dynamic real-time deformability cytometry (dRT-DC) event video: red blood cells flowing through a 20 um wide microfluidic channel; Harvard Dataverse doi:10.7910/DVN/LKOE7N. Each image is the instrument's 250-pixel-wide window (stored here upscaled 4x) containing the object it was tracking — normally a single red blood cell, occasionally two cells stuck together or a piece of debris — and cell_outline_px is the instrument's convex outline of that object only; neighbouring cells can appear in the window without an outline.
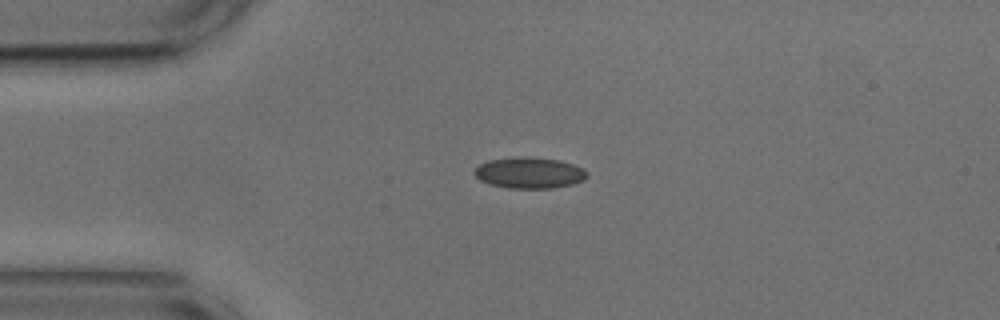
{"species": "common noctule bat (a hibernating species)", "species_latin": "Nyctalus noctula", "temperature_condition": "cold", "stored_images_in_passage": 8, "camera_frame_rate_fps": 3000, "um_per_image_px": 0.085, "animal": {"sex": "male", "body_mass_g": 17.9, "forearm_length_mm": 54.2}, "frame": {"image": 1, "passage_image": 1, "time_ms": 0.0, "image_size_px": [1000, 320], "cell_outline_px": [[588, 176], [584, 180], [572, 184], [552, 188], [508, 188], [492, 184], [480, 180], [472, 172], [480, 164], [488, 160], [524, 156], [560, 160], [584, 168], [588, 172]], "centroid_in_image_um": [45.02, 14.68], "position_along_channel_um": 40.0, "area_um2": 20.4}}